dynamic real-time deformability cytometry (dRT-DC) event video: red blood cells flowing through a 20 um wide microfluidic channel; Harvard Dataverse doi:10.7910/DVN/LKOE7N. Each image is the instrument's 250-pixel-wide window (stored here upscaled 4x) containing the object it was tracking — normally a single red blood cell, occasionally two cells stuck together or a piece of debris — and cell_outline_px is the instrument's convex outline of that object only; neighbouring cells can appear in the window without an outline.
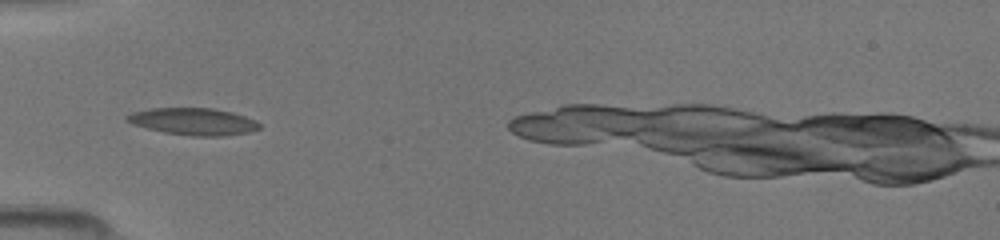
{"species": "common noctule bat (a hibernating species)", "species_latin": "Nyctalus noctula", "temperature_condition": "room temperature", "stored_images_in_passage": 28, "camera_frame_rate_fps": 3000, "um_per_image_px": 0.085, "animal": {"sex": "female", "body_mass_g": 19.5, "forearm_length_mm": 54.1}, "frame": {"image": 1, "passage_image": 1, "time_ms": 0.0, "image_size_px": [1000, 240], "cell_outline_px": [[260, 128], [248, 132], [224, 136], [192, 136], [164, 132], [132, 124], [124, 120], [124, 116], [132, 112], [152, 108], [212, 108], [232, 112], [256, 120], [260, 124]], "centroid_in_image_um": [16.41, 10.32], "position_along_channel_um": 68.6, "area_um2": 20.87}}
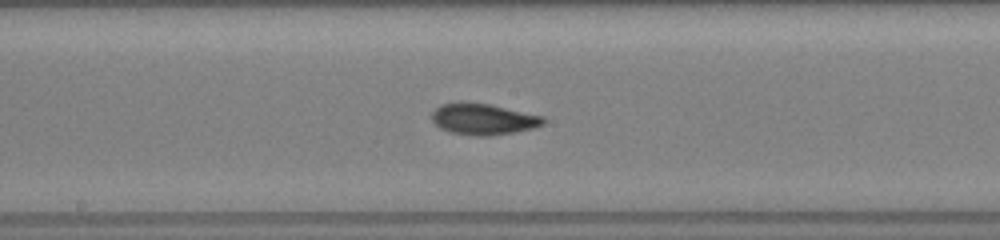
{"frame": {"image": 2, "passage_image": 11, "time_ms": 3.333, "image_size_px": [1000, 240], "cell_outline_px": [[544, 124], [532, 128], [512, 132], [488, 136], [476, 136], [448, 132], [440, 128], [432, 120], [432, 112], [440, 104], [460, 100], [464, 100], [488, 104], [544, 116]], "centroid_in_image_um": [41.01, 10.1], "position_along_channel_um": 207.2, "area_um2": 20.46}}
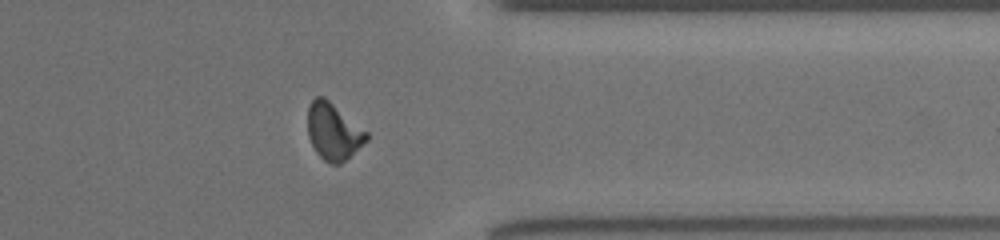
{"frame": {"image": 3, "passage_image": 24, "time_ms": 7.667, "image_size_px": [1000, 240], "cell_outline_px": [[368, 140], [340, 164], [332, 164], [324, 160], [316, 152], [308, 136], [308, 108], [312, 100], [316, 96], [324, 96], [368, 132]], "centroid_in_image_um": [28.34, 11.17], "position_along_channel_um": 383.1, "area_um2": 19.31}}